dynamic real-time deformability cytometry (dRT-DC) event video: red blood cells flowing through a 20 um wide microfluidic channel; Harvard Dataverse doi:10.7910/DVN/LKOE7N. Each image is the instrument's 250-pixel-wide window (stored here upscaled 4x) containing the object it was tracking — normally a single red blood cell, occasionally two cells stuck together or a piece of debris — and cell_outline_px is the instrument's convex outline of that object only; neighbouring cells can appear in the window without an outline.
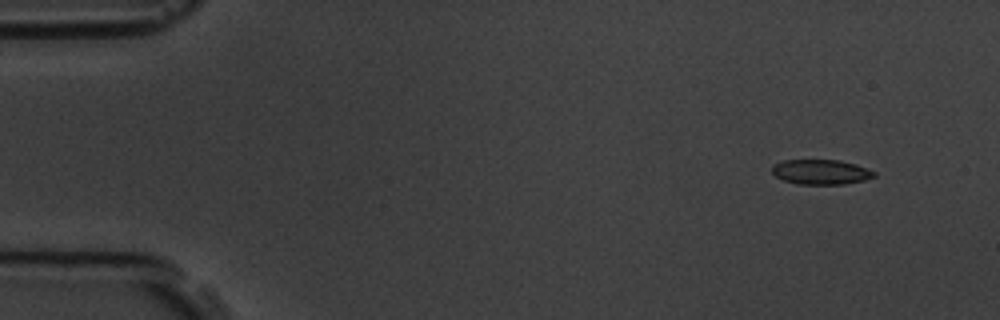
{"species": "common noctule bat (a hibernating species)", "species_latin": "Nyctalus noctula", "temperature_condition": "room temperature", "stored_images_in_passage": 4, "camera_frame_rate_fps": 3000, "um_per_image_px": 0.085, "animal": {"sex": "male", "body_mass_g": 19.5, "forearm_length_mm": 54.6}, "frame": {"image": 1, "passage_image": 1, "time_ms": 0.0, "image_size_px": [1000, 320], "cell_outline_px": [[876, 176], [864, 180], [844, 184], [796, 184], [784, 180], [776, 176], [772, 172], [772, 164], [784, 160], [840, 160], [856, 164], [876, 172]], "centroid_in_image_um": [69.78, 14.61], "position_along_channel_um": 15.2, "area_um2": 14.85}}
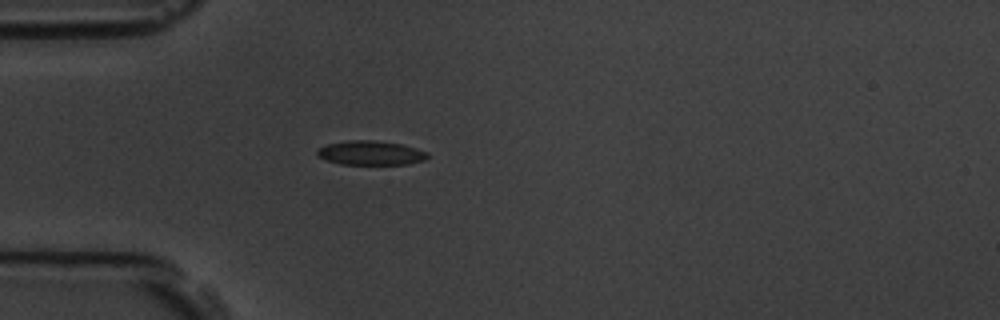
{"frame": {"image": 2, "passage_image": 4, "time_ms": 3.667, "image_size_px": [1000, 320], "cell_outline_px": [[428, 156], [424, 160], [408, 164], [340, 164], [316, 156], [316, 152], [320, 148], [328, 144], [348, 140], [372, 140], [400, 144], [416, 148], [428, 152]], "centroid_in_image_um": [31.51, 13.0], "position_along_channel_um": 53.5, "area_um2": 15.43}}